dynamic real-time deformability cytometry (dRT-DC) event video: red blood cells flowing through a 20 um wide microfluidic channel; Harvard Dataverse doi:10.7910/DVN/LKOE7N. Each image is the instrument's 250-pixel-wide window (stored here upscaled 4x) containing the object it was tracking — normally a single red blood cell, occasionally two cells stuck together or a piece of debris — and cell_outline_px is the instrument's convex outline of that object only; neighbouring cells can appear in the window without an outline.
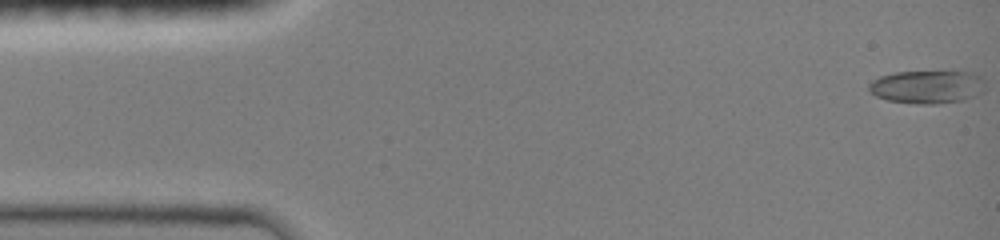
{"species": "common noctule bat (a hibernating species)", "species_latin": "Nyctalus noctula", "temperature_condition": "room temperature", "stored_images_in_passage": 47, "camera_frame_rate_fps": 3000, "um_per_image_px": 0.085, "animal": {"sex": "female", "body_mass_g": 19.0, "forearm_length_mm": 51.5}, "frame": {"image": 1, "passage_image": 1, "time_ms": 0.0, "image_size_px": [1000, 240], "cell_outline_px": [[984, 88], [980, 92], [964, 100], [936, 104], [920, 104], [888, 100], [876, 96], [868, 88], [868, 84], [872, 80], [880, 76], [896, 72], [972, 72], [980, 76], [984, 80]], "centroid_in_image_um": [78.8, 7.38], "position_along_channel_um": 6.2, "area_um2": 22.25}}
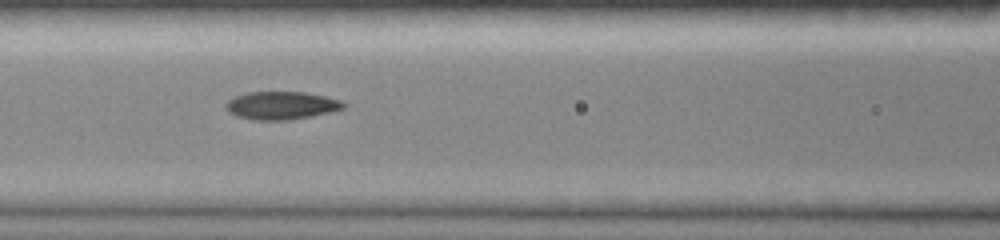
{"frame": {"image": 2, "passage_image": 20, "time_ms": 6.333, "image_size_px": [1000, 240], "cell_outline_px": [[348, 104], [344, 108], [312, 116], [288, 120], [252, 120], [236, 116], [228, 112], [224, 108], [224, 104], [228, 100], [236, 96], [248, 92], [304, 92], [324, 96], [340, 100]], "centroid_in_image_um": [23.88, 8.97], "position_along_channel_um": 142.7, "area_um2": 19.25}}
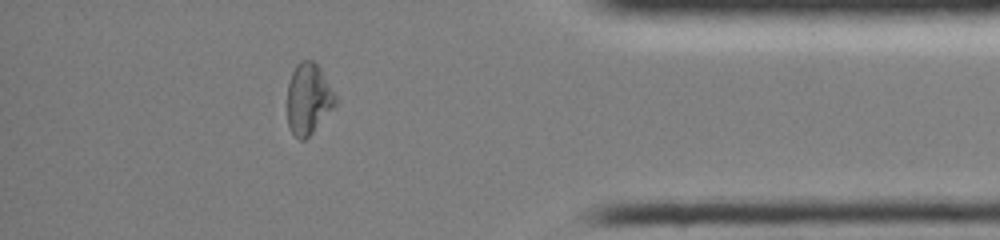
{"frame": {"image": 3, "passage_image": 41, "time_ms": 13.333, "image_size_px": [1000, 240], "cell_outline_px": [[336, 104], [312, 132], [304, 140], [300, 140], [292, 132], [288, 124], [288, 84], [292, 72], [296, 64], [300, 60], [312, 60], [320, 68], [336, 96]], "centroid_in_image_um": [26.2, 8.37], "position_along_channel_um": 409.0, "area_um2": 19.54}, "authors_computed_cell_mechanics": {"area_um2": 19.652, "velocity_mm_per_s": 4.086, "shape_relaxation_time_tau1_ms": 5.8858, "shape_relaxation_time_tau2_ms": 3.3392, "deformation_change_tau1": 0.1999, "deformation_change_tau2": 0.0808}}